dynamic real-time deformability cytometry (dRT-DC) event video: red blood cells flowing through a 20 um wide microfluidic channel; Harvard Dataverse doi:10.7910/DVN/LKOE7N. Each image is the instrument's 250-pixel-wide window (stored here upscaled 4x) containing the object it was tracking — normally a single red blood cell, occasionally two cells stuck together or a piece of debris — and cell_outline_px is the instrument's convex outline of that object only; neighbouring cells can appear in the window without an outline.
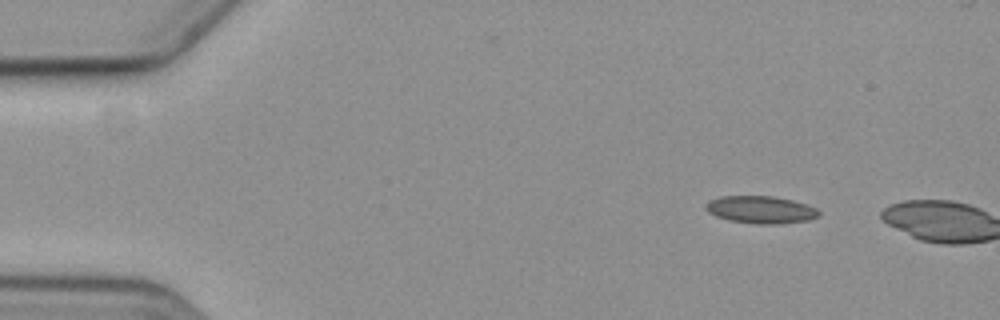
{"species": "common noctule bat (a hibernating species)", "species_latin": "Nyctalus noctula", "temperature_condition": "cold", "stored_images_in_passage": 7, "camera_frame_rate_fps": 3000, "um_per_image_px": 0.085, "animal": {"sex": "female", "body_mass_g": 19.3, "forearm_length_mm": 54.1}, "frame": {"image": 1, "passage_image": 7, "time_ms": 8.333, "image_size_px": [1000, 320], "cell_outline_px": [[820, 216], [808, 220], [780, 224], [756, 224], [728, 220], [716, 216], [708, 212], [704, 208], [704, 204], [708, 200], [720, 196], [772, 196], [792, 200], [816, 208], [820, 212]], "centroid_in_image_um": [64.62, 17.82], "position_along_channel_um": 20.4, "area_um2": 18.21}}